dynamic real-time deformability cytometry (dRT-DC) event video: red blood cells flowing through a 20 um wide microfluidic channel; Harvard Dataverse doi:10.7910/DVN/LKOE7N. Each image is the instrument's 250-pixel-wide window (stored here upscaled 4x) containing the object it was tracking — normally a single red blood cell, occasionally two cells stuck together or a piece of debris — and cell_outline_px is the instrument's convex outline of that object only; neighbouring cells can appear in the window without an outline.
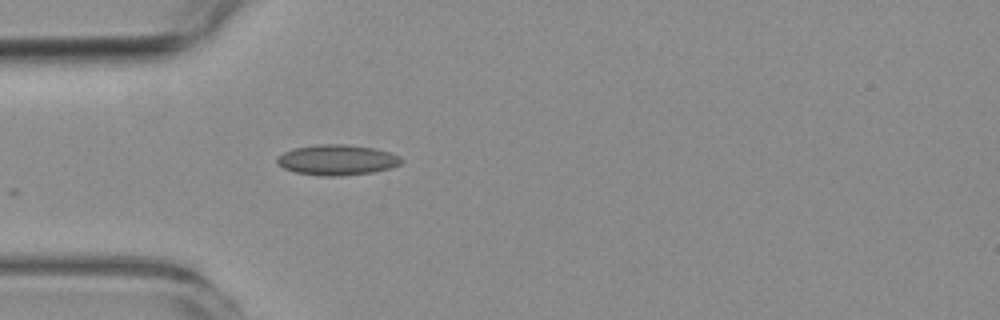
{"species": "common noctule bat (a hibernating species)", "species_latin": "Nyctalus noctula", "temperature_condition": "room temperature", "stored_images_in_passage": 5, "camera_frame_rate_fps": 3000, "um_per_image_px": 0.085, "animal": {"sex": "female", "body_mass_g": 19.3, "forearm_length_mm": 54.1}, "frame": {"image": 1, "passage_image": 1, "time_ms": 0.0, "image_size_px": [1000, 320], "cell_outline_px": [[404, 160], [400, 164], [392, 168], [372, 172], [336, 176], [320, 176], [296, 172], [284, 168], [276, 160], [276, 156], [292, 148], [316, 144], [344, 144], [376, 148], [400, 156]], "centroid_in_image_um": [28.65, 13.58], "position_along_channel_um": 56.3, "area_um2": 22.14}}
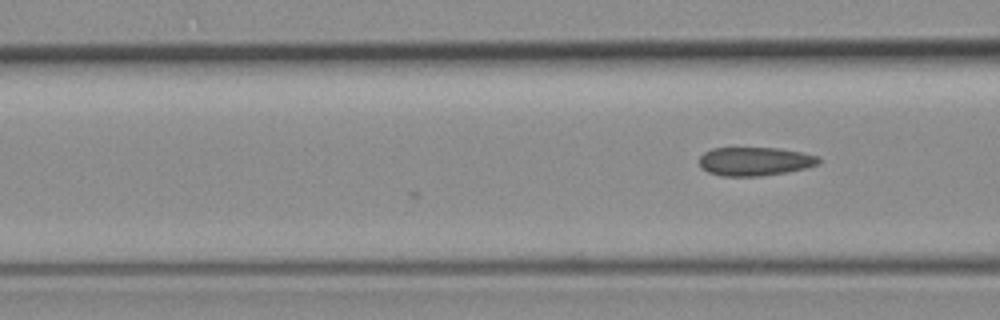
{"frame": {"image": 2, "passage_image": 5, "time_ms": 1.333, "image_size_px": [1000, 320], "cell_outline_px": [[820, 164], [788, 172], [760, 176], [720, 176], [708, 172], [700, 168], [700, 156], [704, 152], [712, 148], [780, 148], [820, 156]], "centroid_in_image_um": [64.16, 13.72], "position_along_channel_um": 102.4, "area_um2": 20.06}}